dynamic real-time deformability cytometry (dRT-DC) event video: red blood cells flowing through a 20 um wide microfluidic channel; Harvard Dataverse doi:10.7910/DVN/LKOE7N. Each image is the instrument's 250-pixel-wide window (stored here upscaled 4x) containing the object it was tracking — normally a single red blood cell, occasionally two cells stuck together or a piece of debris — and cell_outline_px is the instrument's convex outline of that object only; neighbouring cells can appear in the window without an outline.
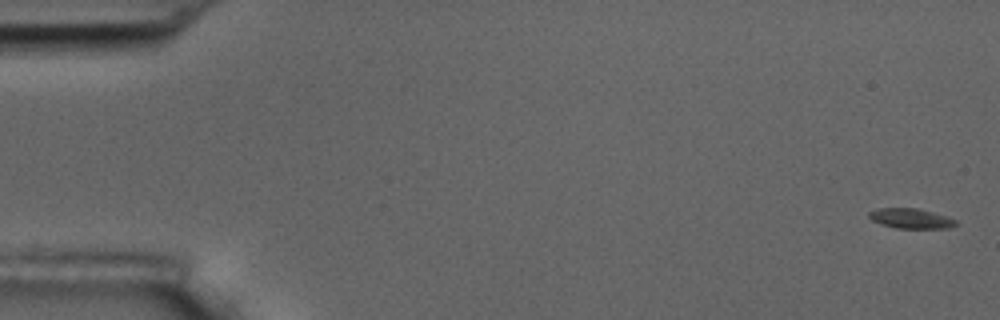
{"species": "common noctule bat (a hibernating species)", "species_latin": "Nyctalus noctula", "temperature_condition": "room temperature", "stored_images_in_passage": 5, "camera_frame_rate_fps": 3000, "um_per_image_px": 0.085, "animal": {"sex": "male", "body_mass_g": 17.5, "forearm_length_mm": 52.3}, "frame": {"image": 1, "passage_image": 1, "time_ms": 0.0, "image_size_px": [1000, 320], "cell_outline_px": [[956, 224], [948, 228], [896, 228], [880, 224], [872, 220], [868, 216], [868, 212], [876, 208], [916, 208], [948, 216], [956, 220]], "centroid_in_image_um": [77.39, 18.56], "position_along_channel_um": 7.6, "area_um2": 10.12}}
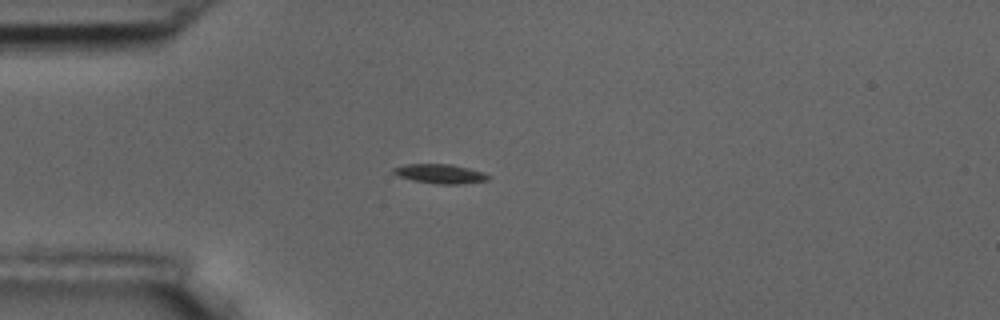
{"frame": {"image": 2, "passage_image": 5, "time_ms": 4.667, "image_size_px": [1000, 320], "cell_outline_px": [[492, 176], [488, 180], [460, 184], [436, 184], [412, 180], [400, 176], [392, 172], [392, 168], [404, 164], [452, 164], [484, 172]], "centroid_in_image_um": [37.43, 14.77], "position_along_channel_um": 47.6, "area_um2": 10.75}}